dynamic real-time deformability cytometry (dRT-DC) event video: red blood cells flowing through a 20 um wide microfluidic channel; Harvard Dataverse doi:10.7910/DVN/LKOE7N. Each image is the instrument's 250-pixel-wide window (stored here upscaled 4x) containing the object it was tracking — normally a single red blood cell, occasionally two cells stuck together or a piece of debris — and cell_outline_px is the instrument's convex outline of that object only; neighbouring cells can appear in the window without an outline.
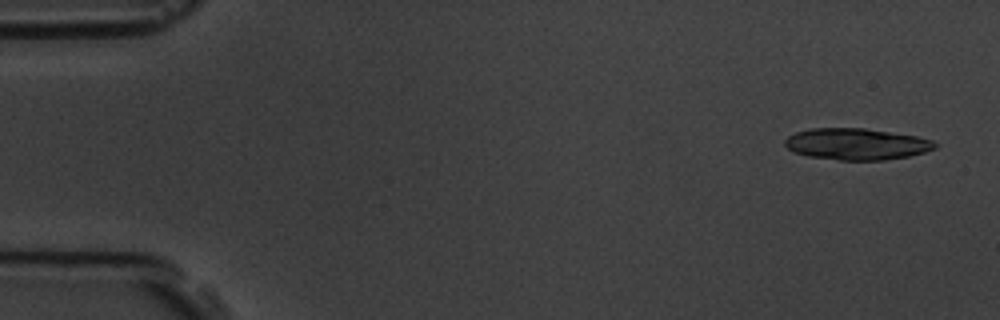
{"species": "common noctule bat (a hibernating species)", "species_latin": "Nyctalus noctula", "temperature_condition": "room temperature", "stored_images_in_passage": 4, "camera_frame_rate_fps": 3000, "um_per_image_px": 0.085, "animal": {"sex": "male", "body_mass_g": 19.5, "forearm_length_mm": 54.6}, "frame": {"image": 1, "passage_image": 1, "time_ms": 0.0, "image_size_px": [1000, 320], "cell_outline_px": [[936, 148], [924, 152], [908, 156], [884, 160], [840, 160], [808, 156], [792, 152], [784, 144], [784, 140], [788, 136], [796, 132], [812, 128], [864, 128], [916, 136], [932, 140], [936, 144]], "centroid_in_image_um": [72.77, 12.24], "position_along_channel_um": 12.2, "area_um2": 27.46}}